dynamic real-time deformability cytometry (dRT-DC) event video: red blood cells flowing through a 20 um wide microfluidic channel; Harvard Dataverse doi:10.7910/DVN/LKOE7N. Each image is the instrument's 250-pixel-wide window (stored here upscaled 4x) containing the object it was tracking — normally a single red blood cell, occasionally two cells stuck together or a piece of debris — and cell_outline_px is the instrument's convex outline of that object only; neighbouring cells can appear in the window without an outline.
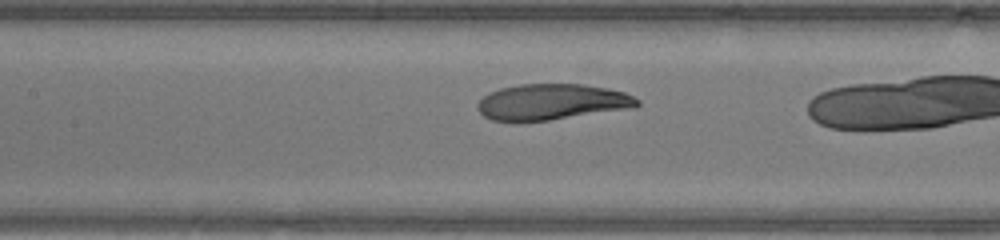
{"species": "human", "species_latin": "Homo sapiens", "temperature_condition": "warm", "stored_images_in_passage": 26, "camera_frame_rate_fps": 3000, "um_per_image_px": 0.085, "donor": {"sex": "male"}, "frame": {"image": 1, "passage_image": 11, "time_ms": 3.333, "image_size_px": [1000, 240], "cell_outline_px": [[640, 104], [636, 108], [548, 120], [516, 124], [492, 120], [484, 116], [476, 108], [476, 104], [488, 92], [500, 88], [520, 84], [580, 84], [608, 88], [624, 92], [640, 100]], "centroid_in_image_um": [46.87, 8.69], "position_along_channel_um": 160.5, "area_um2": 34.16}}
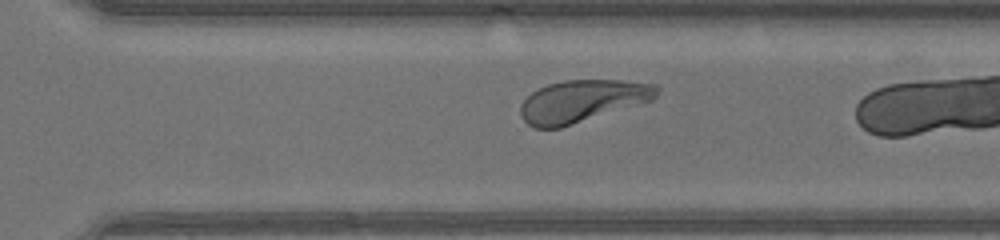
{"frame": {"image": 2, "passage_image": 22, "time_ms": 7.0, "image_size_px": [1000, 240], "cell_outline_px": [[660, 92], [652, 100], [560, 128], [532, 128], [520, 116], [520, 104], [532, 92], [548, 84], [564, 80], [620, 80], [656, 84], [660, 88]], "centroid_in_image_um": [49.48, 8.59], "position_along_channel_um": 321.1, "area_um2": 33.47}}
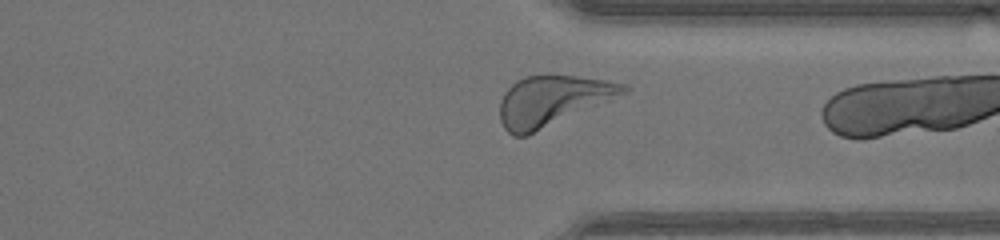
{"frame": {"image": 3, "passage_image": 25, "time_ms": 8.0, "image_size_px": [1000, 240], "cell_outline_px": [[632, 88], [628, 92], [528, 136], [512, 136], [504, 128], [500, 120], [500, 100], [504, 92], [516, 80], [524, 76], [548, 72], [608, 80], [628, 84]], "centroid_in_image_um": [46.95, 8.52], "position_along_channel_um": 364.4, "area_um2": 37.05}}